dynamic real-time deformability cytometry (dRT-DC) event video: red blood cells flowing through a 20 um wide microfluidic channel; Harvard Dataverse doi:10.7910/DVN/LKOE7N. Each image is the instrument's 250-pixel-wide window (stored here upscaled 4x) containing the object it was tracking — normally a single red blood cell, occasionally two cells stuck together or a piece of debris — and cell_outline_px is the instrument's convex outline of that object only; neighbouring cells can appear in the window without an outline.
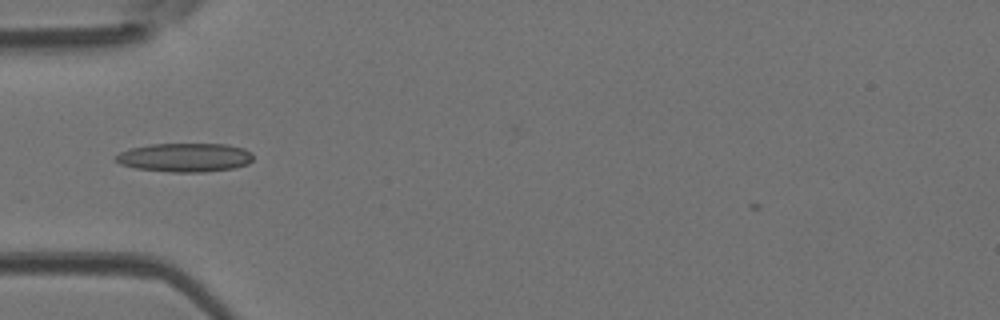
{"species": "Egyptian fruit bat (a non-hibernating species)", "species_latin": "Rousettus aegyptiacus", "temperature_condition": "room temperature", "stored_images_in_passage": 35, "camera_frame_rate_fps": 3000, "um_per_image_px": 0.085, "animal": {"sex": "female"}, "frame": {"image": 1, "passage_image": 2, "time_ms": 0.333, "image_size_px": [1000, 320], "cell_outline_px": [[252, 160], [248, 164], [236, 168], [204, 172], [172, 172], [136, 168], [120, 164], [116, 160], [116, 156], [120, 152], [132, 148], [148, 144], [224, 144], [244, 148], [252, 152]], "centroid_in_image_um": [15.76, 13.38], "position_along_channel_um": 69.2, "area_um2": 23.06}}
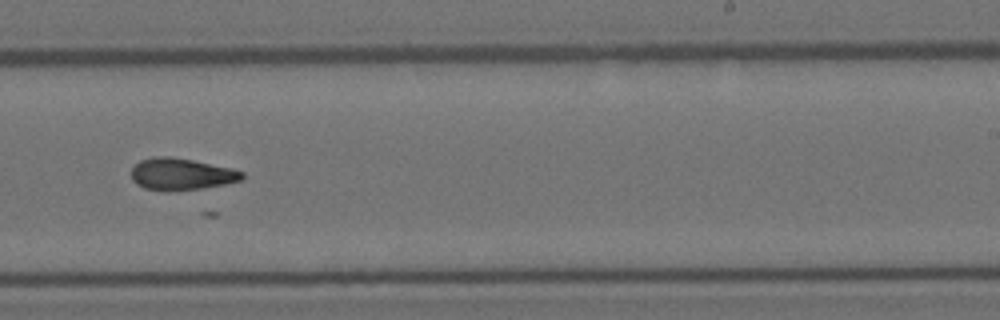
{"frame": {"image": 2, "passage_image": 17, "time_ms": 5.333, "image_size_px": [1000, 320], "cell_outline_px": [[244, 180], [204, 188], [172, 192], [164, 192], [144, 188], [136, 184], [132, 180], [132, 168], [140, 160], [156, 156], [168, 156], [192, 160], [232, 168], [244, 172]], "centroid_in_image_um": [15.41, 14.82], "position_along_channel_um": 273.6, "area_um2": 20.87}}
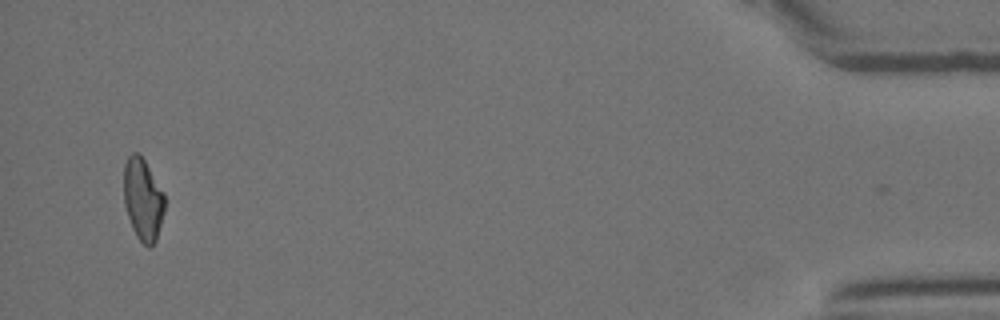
{"frame": {"image": 3, "passage_image": 34, "time_ms": 11.0, "image_size_px": [1000, 320], "cell_outline_px": [[164, 212], [156, 240], [148, 248], [136, 236], [132, 228], [124, 204], [124, 164], [128, 156], [132, 152], [140, 152], [164, 192]], "centroid_in_image_um": [12.14, 16.91], "position_along_channel_um": 423.1, "area_um2": 19.65}, "authors_computed_cell_mechanics": {"area_um2": 19.7098, "velocity_mm_per_s": 4.0616, "shape_relaxation_time_tau1_ms": null, "shape_relaxation_time_tau2_ms": 1.4224, "deformation_change_tau1": null, "deformation_change_tau2": 0.0668}}